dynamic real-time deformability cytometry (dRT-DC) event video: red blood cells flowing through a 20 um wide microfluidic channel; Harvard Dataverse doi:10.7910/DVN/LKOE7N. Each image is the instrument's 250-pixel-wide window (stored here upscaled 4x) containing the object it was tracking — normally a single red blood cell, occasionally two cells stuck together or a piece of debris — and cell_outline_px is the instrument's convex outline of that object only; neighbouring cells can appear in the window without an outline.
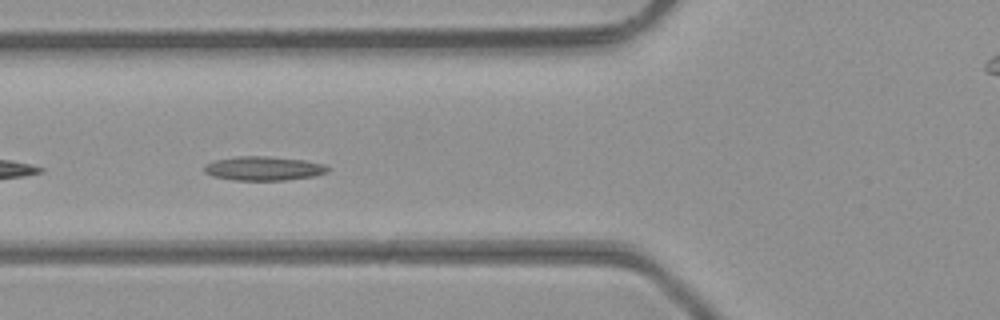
{"species": "common noctule bat (a hibernating species)", "species_latin": "Nyctalus noctula", "temperature_condition": "room temperature", "stored_images_in_passage": 27, "camera_frame_rate_fps": 3000, "um_per_image_px": 0.085, "animal": {"sex": "male", "body_mass_g": 23.1, "forearm_length_mm": 52.7}, "frame": {"image": 1, "passage_image": 4, "time_ms": 1.0, "image_size_px": [1000, 320], "cell_outline_px": [[328, 172], [316, 176], [284, 180], [236, 180], [212, 176], [204, 172], [204, 164], [212, 160], [236, 156], [268, 156], [304, 160], [324, 164], [328, 168]], "centroid_in_image_um": [22.37, 14.31], "position_along_channel_um": 103.4, "area_um2": 17.46}}
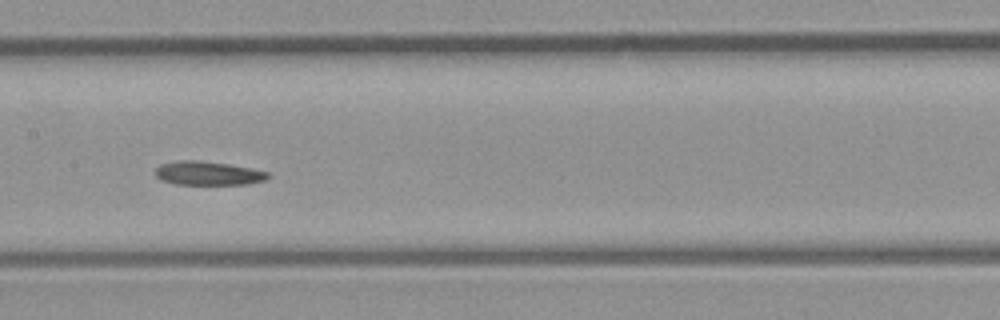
{"frame": {"image": 2, "passage_image": 10, "time_ms": 3.0, "image_size_px": [1000, 320], "cell_outline_px": [[268, 176], [264, 180], [248, 184], [176, 184], [160, 180], [156, 176], [156, 168], [160, 164], [176, 160], [196, 160], [228, 164], [252, 168], [268, 172]], "centroid_in_image_um": [17.64, 14.72], "position_along_channel_um": 189.8, "area_um2": 15.55}}
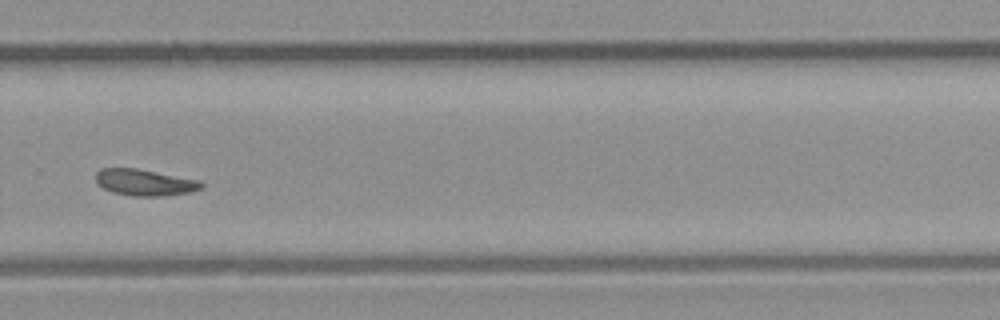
{"frame": {"image": 3, "passage_image": 19, "time_ms": 6.0, "image_size_px": [1000, 320], "cell_outline_px": [[204, 188], [192, 192], [164, 196], [132, 196], [112, 192], [104, 188], [96, 180], [96, 172], [100, 168], [136, 168], [200, 180], [204, 184]], "centroid_in_image_um": [12.35, 15.51], "position_along_channel_um": 317.5, "area_um2": 16.36}}